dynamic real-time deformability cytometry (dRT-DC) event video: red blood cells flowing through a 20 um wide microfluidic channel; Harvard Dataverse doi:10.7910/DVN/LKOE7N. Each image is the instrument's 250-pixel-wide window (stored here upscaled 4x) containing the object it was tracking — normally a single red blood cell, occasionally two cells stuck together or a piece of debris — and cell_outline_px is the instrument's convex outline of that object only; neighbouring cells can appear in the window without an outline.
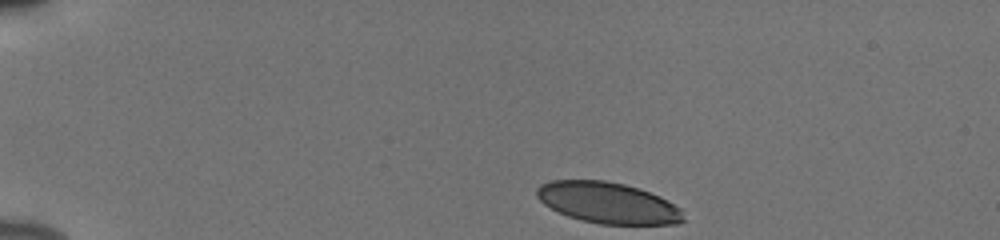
{"species": "human", "species_latin": "Homo sapiens", "temperature_condition": "cold", "stored_images_in_passage": 44, "camera_frame_rate_fps": 3000, "um_per_image_px": 0.085, "donor": {"sex": "male"}, "frame": {"image": 1, "passage_image": 1, "time_ms": 0.0, "image_size_px": [1000, 240], "cell_outline_px": [[684, 220], [676, 224], [600, 224], [580, 220], [568, 216], [544, 204], [536, 196], [536, 188], [540, 184], [552, 180], [604, 180], [624, 184], [640, 188], [660, 196], [680, 208]], "centroid_in_image_um": [51.66, 17.23], "position_along_channel_um": 33.3, "area_um2": 35.08}}
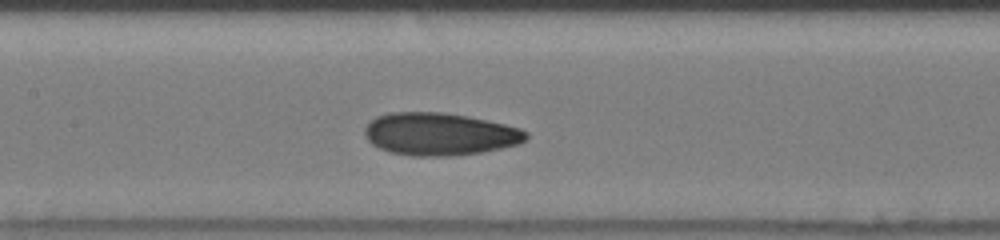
{"frame": {"image": 2, "passage_image": 18, "time_ms": 5.667, "image_size_px": [1000, 240], "cell_outline_px": [[528, 136], [520, 144], [480, 152], [452, 156], [412, 156], [392, 152], [380, 148], [372, 144], [364, 136], [364, 128], [376, 116], [388, 112], [440, 112], [468, 116], [504, 124], [520, 128], [528, 132]], "centroid_in_image_um": [37.35, 11.39], "position_along_channel_um": 170.0, "area_um2": 40.0}}
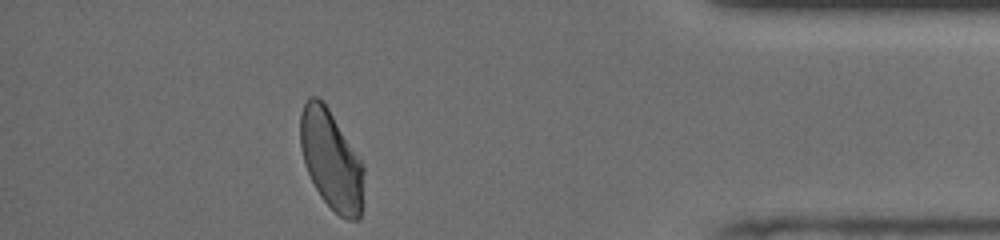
{"frame": {"image": 3, "passage_image": 39, "time_ms": 12.667, "image_size_px": [1000, 240], "cell_outline_px": [[364, 168], [360, 216], [356, 220], [348, 220], [340, 216], [320, 196], [304, 164], [300, 148], [300, 116], [304, 104], [308, 96], [316, 96], [328, 108], [364, 164]], "centroid_in_image_um": [28.14, 13.58], "position_along_channel_um": 407.1, "area_um2": 36.41}, "authors_computed_cell_mechanics": {"area_um2": 38.1769, "velocity_mm_per_s": 3.8487, "shape_relaxation_time_tau1_ms": 3.4926, "shape_relaxation_time_tau2_ms": 1.3906, "deformation_change_tau1": 0.1373, "deformation_change_tau2": 0.0669}}